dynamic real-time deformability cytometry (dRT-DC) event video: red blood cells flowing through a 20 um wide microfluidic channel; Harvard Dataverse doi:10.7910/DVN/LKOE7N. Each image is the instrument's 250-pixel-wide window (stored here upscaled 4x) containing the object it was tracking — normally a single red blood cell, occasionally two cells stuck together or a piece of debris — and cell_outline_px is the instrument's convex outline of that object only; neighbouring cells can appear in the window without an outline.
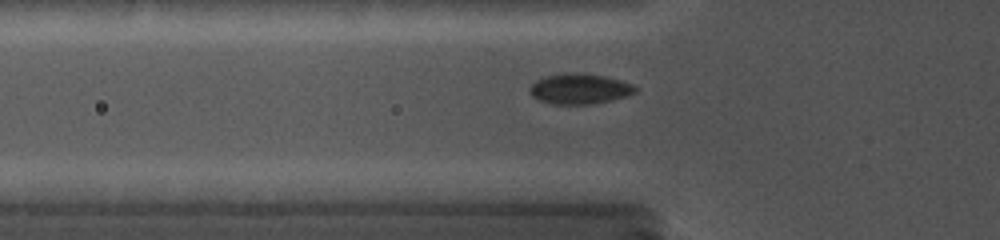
{"species": "common noctule bat (a hibernating species)", "species_latin": "Nyctalus noctula", "temperature_condition": "cold", "stored_images_in_passage": 26, "camera_frame_rate_fps": 5000, "um_per_image_px": 0.085, "animal": {"sex": "female", "body_mass_g": 19.0, "forearm_length_mm": 56.7}, "frame": {"image": 1, "passage_image": 14, "time_ms": 5.0, "image_size_px": [1000, 240], "cell_outline_px": [[636, 92], [612, 100], [588, 104], [552, 104], [536, 100], [528, 92], [528, 88], [536, 80], [544, 76], [564, 72], [572, 72], [604, 76], [620, 80], [632, 84], [636, 88]], "centroid_in_image_um": [49.18, 7.54], "position_along_channel_um": 76.6, "area_um2": 18.79}}
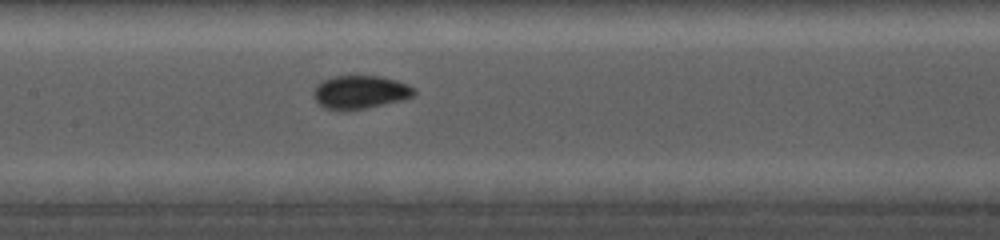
{"frame": {"image": 2, "passage_image": 20, "time_ms": 7.6, "image_size_px": [1000, 240], "cell_outline_px": [[416, 92], [412, 96], [404, 100], [344, 112], [340, 112], [324, 108], [316, 104], [312, 96], [312, 92], [316, 84], [320, 80], [332, 76], [380, 76], [396, 80], [408, 84], [416, 88]], "centroid_in_image_um": [30.54, 7.85], "position_along_channel_um": 176.9, "area_um2": 20.17}}
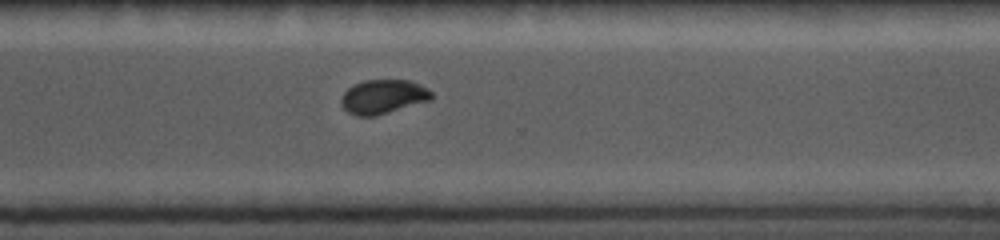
{"frame": {"image": 3, "passage_image": 26, "time_ms": 11.8, "image_size_px": [1000, 240], "cell_outline_px": [[432, 100], [376, 116], [356, 116], [348, 112], [340, 104], [340, 100], [344, 92], [352, 84], [364, 80], [408, 80], [420, 84], [428, 88], [432, 92]], "centroid_in_image_um": [32.57, 8.22], "position_along_channel_um": 338.0, "area_um2": 18.21}}